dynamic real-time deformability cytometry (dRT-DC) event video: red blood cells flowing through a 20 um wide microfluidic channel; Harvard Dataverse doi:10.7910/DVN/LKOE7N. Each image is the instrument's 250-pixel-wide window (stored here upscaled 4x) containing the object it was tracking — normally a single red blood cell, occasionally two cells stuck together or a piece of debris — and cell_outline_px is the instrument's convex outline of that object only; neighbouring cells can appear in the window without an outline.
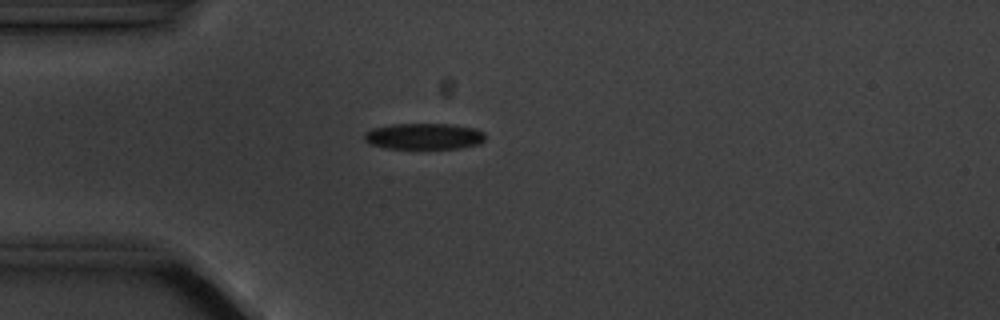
{"species": "common noctule bat (a hibernating species)", "species_latin": "Nyctalus noctula", "temperature_condition": "cold", "stored_images_in_passage": 4, "camera_frame_rate_fps": 3000, "um_per_image_px": 0.085, "animal": {"sex": "male", "body_mass_g": 20.1, "forearm_length_mm": 53.5}, "frame": {"image": 1, "passage_image": 3, "time_ms": 2.333, "image_size_px": [1000, 320], "cell_outline_px": [[484, 140], [480, 144], [460, 148], [384, 148], [372, 144], [364, 140], [364, 132], [372, 128], [392, 124], [452, 124], [476, 128], [484, 132]], "centroid_in_image_um": [36.05, 11.58], "position_along_channel_um": 49.0, "area_um2": 18.5}}